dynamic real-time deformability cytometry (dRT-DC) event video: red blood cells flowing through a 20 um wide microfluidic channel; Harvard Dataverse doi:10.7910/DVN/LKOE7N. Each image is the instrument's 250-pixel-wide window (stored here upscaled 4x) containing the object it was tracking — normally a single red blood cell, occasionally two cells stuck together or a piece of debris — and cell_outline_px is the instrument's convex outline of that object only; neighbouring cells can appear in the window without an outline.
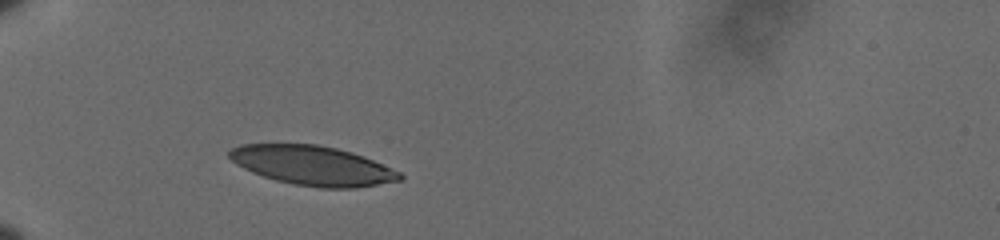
{"species": "human", "species_latin": "Homo sapiens", "temperature_condition": "cold", "stored_images_in_passage": 34, "camera_frame_rate_fps": 3000, "um_per_image_px": 0.085, "donor": {"sex": "male"}, "frame": {"image": 1, "passage_image": 1, "time_ms": 0.0, "image_size_px": [1000, 240], "cell_outline_px": [[404, 180], [356, 188], [320, 188], [292, 184], [276, 180], [252, 172], [236, 164], [228, 156], [228, 152], [232, 148], [240, 144], [316, 144], [336, 148], [352, 152], [372, 160], [400, 172], [404, 176]], "centroid_in_image_um": [26.58, 14.08], "position_along_channel_um": 58.4, "area_um2": 39.13}}
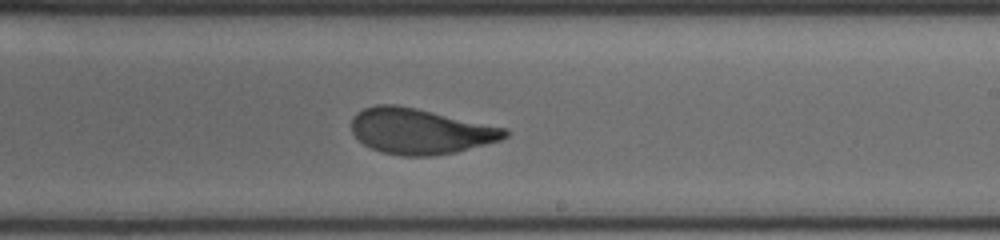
{"frame": {"image": 2, "passage_image": 19, "time_ms": 6.0, "image_size_px": [1000, 240], "cell_outline_px": [[508, 136], [500, 140], [456, 152], [432, 156], [404, 156], [380, 152], [364, 144], [352, 132], [352, 116], [356, 112], [364, 108], [376, 104], [396, 104], [416, 108], [508, 128]], "centroid_in_image_um": [35.71, 11.14], "position_along_channel_um": 253.3, "area_um2": 40.81}}
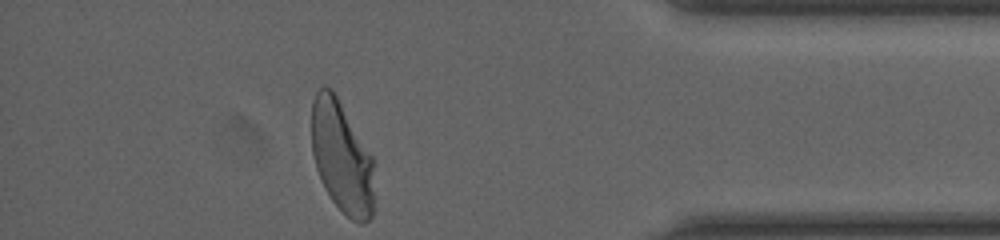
{"frame": {"image": 3, "passage_image": 34, "time_ms": 11.0, "image_size_px": [1000, 240], "cell_outline_px": [[372, 216], [364, 224], [360, 224], [352, 220], [332, 200], [324, 188], [316, 168], [312, 152], [312, 100], [316, 92], [324, 84], [332, 88], [372, 156]], "centroid_in_image_um": [29.02, 13.33], "position_along_channel_um": 406.2, "area_um2": 40.4}, "authors_computed_cell_mechanics": {"area_um2": 40.8935, "velocity_mm_per_s": 3.5854, "shape_relaxation_time_tau1_ms": 3.7699, "shape_relaxation_time_tau2_ms": 0.9774, "deformation_change_tau1": 0.1727, "deformation_change_tau2": 0.0621}}